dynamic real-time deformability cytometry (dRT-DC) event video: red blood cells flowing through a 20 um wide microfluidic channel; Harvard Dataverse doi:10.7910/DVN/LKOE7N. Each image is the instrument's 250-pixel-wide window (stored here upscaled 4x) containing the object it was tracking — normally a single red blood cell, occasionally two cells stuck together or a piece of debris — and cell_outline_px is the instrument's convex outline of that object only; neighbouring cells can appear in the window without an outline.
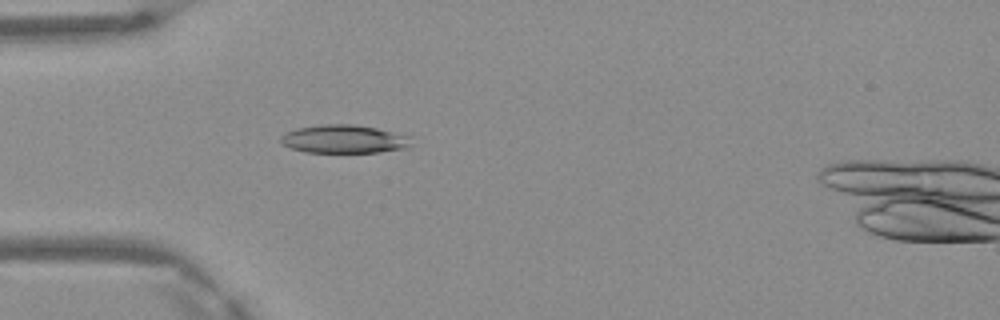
{"species": "Egyptian fruit bat (a non-hibernating species)", "species_latin": "Rousettus aegyptiacus", "temperature_condition": "warm", "stored_images_in_passage": 5, "camera_frame_rate_fps": 3000, "um_per_image_px": 0.085, "frame": {"image": 1, "passage_image": 4, "time_ms": 1.0, "image_size_px": [1000, 320], "cell_outline_px": [[412, 136], [408, 148], [380, 152], [304, 152], [292, 148], [284, 144], [280, 140], [280, 136], [288, 132], [300, 128], [324, 124], [352, 124], [376, 128]], "centroid_in_image_um": [29.29, 11.82], "position_along_channel_um": 55.7, "area_um2": 21.33}}